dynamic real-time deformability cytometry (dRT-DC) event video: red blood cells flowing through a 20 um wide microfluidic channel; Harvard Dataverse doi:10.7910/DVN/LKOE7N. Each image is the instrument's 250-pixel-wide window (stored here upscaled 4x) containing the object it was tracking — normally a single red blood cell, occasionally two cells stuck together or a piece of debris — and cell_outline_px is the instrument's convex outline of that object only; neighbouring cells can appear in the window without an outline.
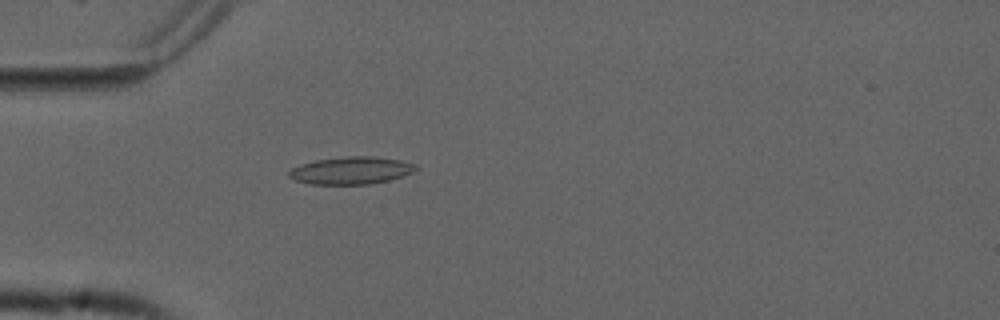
{"species": "common noctule bat (a hibernating species)", "species_latin": "Nyctalus noctula", "temperature_condition": "cold", "stored_images_in_passage": 54, "camera_frame_rate_fps": 3000, "um_per_image_px": 0.085, "animal": {"sex": "male", "forearm_length_mm": 52.5}, "frame": {"image": 1, "passage_image": 16, "time_ms": 5.0, "image_size_px": [1000, 320], "cell_outline_px": [[420, 168], [404, 176], [372, 184], [308, 184], [296, 180], [288, 176], [288, 172], [292, 168], [300, 164], [316, 160], [348, 156], [376, 156], [400, 160], [416, 164]], "centroid_in_image_um": [29.87, 14.49], "position_along_channel_um": 55.1, "area_um2": 20.4}}
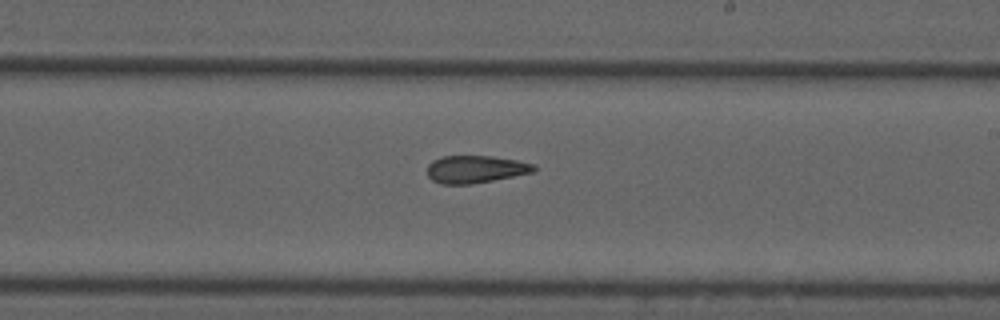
{"frame": {"image": 2, "passage_image": 32, "time_ms": 10.333, "image_size_px": [1000, 320], "cell_outline_px": [[536, 168], [532, 172], [492, 180], [468, 184], [440, 184], [432, 180], [428, 176], [428, 164], [432, 160], [440, 156], [492, 156], [516, 160], [532, 164]], "centroid_in_image_um": [40.35, 14.37], "position_along_channel_um": 248.7, "area_um2": 16.88}}
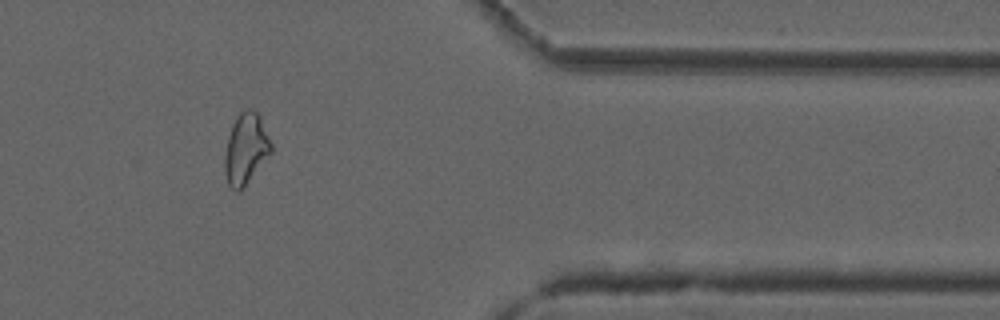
{"frame": {"image": 3, "passage_image": 45, "time_ms": 14.667, "image_size_px": [1000, 320], "cell_outline_px": [[272, 152], [244, 188], [240, 192], [236, 192], [228, 184], [224, 172], [224, 156], [228, 136], [232, 124], [236, 116], [240, 112], [248, 108], [252, 108], [260, 116], [272, 144]], "centroid_in_image_um": [20.89, 12.67], "position_along_channel_um": 390.5, "area_um2": 19.48}, "authors_computed_cell_mechanics": {"area_um2": 18.785, "velocity_mm_per_s": 3.7661, "shape_relaxation_time_tau1_ms": null, "shape_relaxation_time_tau2_ms": 3.4618, "deformation_change_tau1": null, "deformation_change_tau2": 0.1064}}